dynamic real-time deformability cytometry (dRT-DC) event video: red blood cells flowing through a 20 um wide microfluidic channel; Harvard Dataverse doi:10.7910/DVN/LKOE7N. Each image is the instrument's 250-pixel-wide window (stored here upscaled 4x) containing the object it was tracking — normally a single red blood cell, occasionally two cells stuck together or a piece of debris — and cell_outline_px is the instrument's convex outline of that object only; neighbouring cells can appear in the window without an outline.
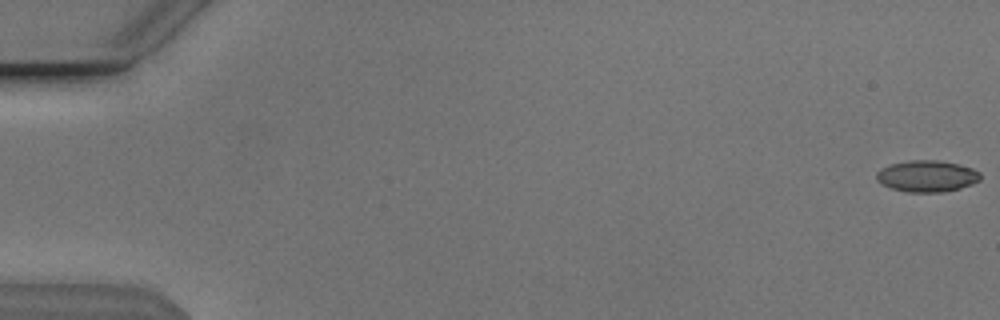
{"species": "Egyptian fruit bat (a non-hibernating species)", "species_latin": "Rousettus aegyptiacus", "temperature_condition": "cold", "stored_images_in_passage": 10, "camera_frame_rate_fps": 3000, "um_per_image_px": 0.085, "animal": {"sex": "male"}, "frame": {"image": 1, "passage_image": 1, "time_ms": 0.0, "image_size_px": [1000, 320], "cell_outline_px": [[980, 180], [972, 184], [960, 188], [944, 192], [908, 192], [892, 188], [880, 184], [876, 180], [876, 172], [880, 168], [892, 164], [912, 160], [936, 160], [960, 164], [972, 168], [980, 172]], "centroid_in_image_um": [78.78, 14.97], "position_along_channel_um": 6.2, "area_um2": 19.13}}